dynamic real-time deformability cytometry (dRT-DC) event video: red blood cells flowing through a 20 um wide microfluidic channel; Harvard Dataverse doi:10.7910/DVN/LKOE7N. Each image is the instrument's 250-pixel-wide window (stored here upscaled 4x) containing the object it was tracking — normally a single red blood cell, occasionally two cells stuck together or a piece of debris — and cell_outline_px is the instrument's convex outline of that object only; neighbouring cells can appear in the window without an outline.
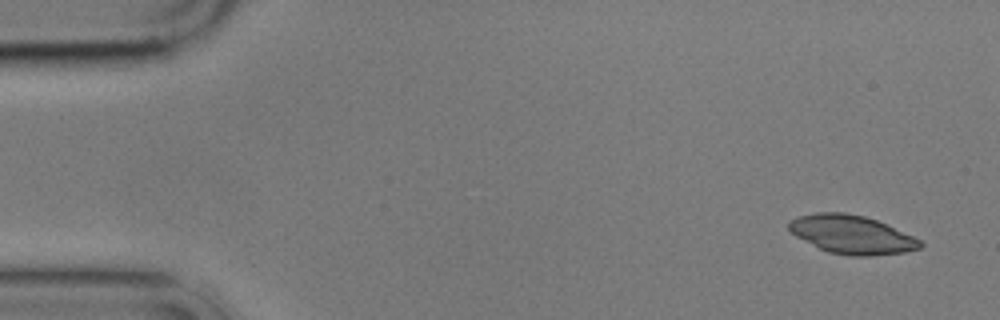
{"species": "common noctule bat (a hibernating species)", "species_latin": "Nyctalus noctula", "temperature_condition": "cold", "stored_images_in_passage": 9, "camera_frame_rate_fps": 3000, "um_per_image_px": 0.085, "animal": {"sex": "male", "body_mass_g": 17.9}, "frame": {"image": 1, "passage_image": 1, "time_ms": 0.0, "image_size_px": [1000, 320], "cell_outline_px": [[924, 244], [920, 248], [904, 252], [872, 256], [848, 256], [828, 252], [796, 236], [788, 228], [788, 220], [796, 216], [816, 212], [844, 212], [864, 216], [888, 224], [920, 240]], "centroid_in_image_um": [72.38, 19.93], "position_along_channel_um": 12.6, "area_um2": 29.54}}